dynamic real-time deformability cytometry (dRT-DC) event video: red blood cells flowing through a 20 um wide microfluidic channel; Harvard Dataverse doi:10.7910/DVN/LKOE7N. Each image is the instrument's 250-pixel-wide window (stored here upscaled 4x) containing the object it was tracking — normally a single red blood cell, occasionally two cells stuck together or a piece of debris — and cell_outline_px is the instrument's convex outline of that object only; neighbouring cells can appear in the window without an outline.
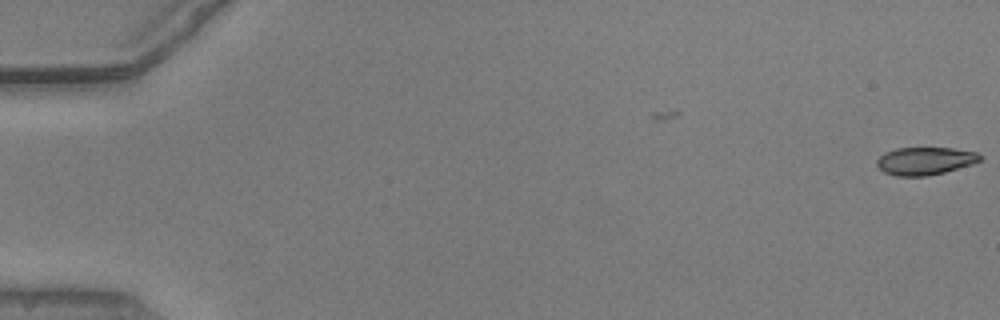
{"species": "common noctule bat (a hibernating species)", "species_latin": "Nyctalus noctula", "temperature_condition": "warm", "stored_images_in_passage": 5, "camera_frame_rate_fps": 3000, "um_per_image_px": 0.085, "animal": {"sex": "male", "body_mass_g": 20.5, "forearm_length_mm": 52.5}, "frame": {"image": 1, "passage_image": 5, "time_ms": 1.333, "image_size_px": [1000, 320], "cell_outline_px": [[984, 160], [972, 164], [944, 172], [928, 176], [896, 176], [884, 172], [876, 164], [876, 160], [884, 152], [896, 148], [952, 148], [976, 152], [984, 156]], "centroid_in_image_um": [78.65, 13.67], "position_along_channel_um": 6.3, "area_um2": 16.82}}